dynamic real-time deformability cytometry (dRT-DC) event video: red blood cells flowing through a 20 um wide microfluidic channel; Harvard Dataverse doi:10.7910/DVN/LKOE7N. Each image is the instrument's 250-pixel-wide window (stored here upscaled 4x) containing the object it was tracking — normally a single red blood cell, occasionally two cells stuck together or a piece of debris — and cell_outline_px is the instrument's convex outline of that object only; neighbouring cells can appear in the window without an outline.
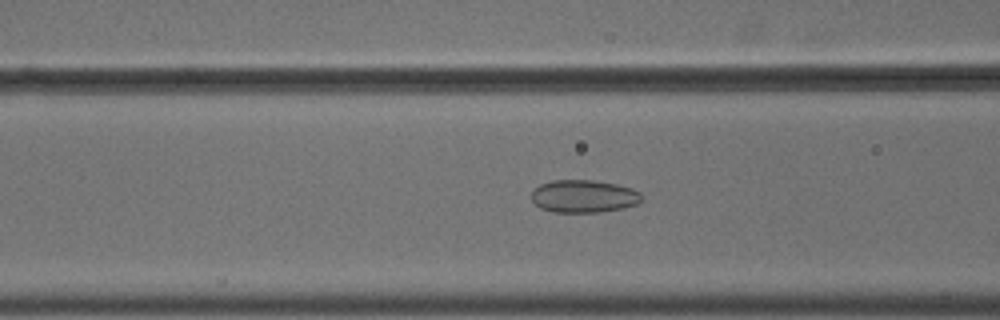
{"species": "common noctule bat (a hibernating species)", "species_latin": "Nyctalus noctula", "temperature_condition": "cold", "stored_images_in_passage": 55, "camera_frame_rate_fps": 3000, "um_per_image_px": 0.085, "animal": {"sex": "male", "body_mass_g": 18.8}, "frame": {"image": 1, "passage_image": 23, "time_ms": 7.333, "image_size_px": [1000, 320], "cell_outline_px": [[640, 200], [636, 204], [624, 208], [600, 212], [552, 212], [540, 208], [532, 200], [532, 192], [540, 184], [552, 180], [596, 180], [616, 184], [632, 188], [640, 192]], "centroid_in_image_um": [49.61, 16.68], "position_along_channel_um": 117.0, "area_um2": 20.98}}
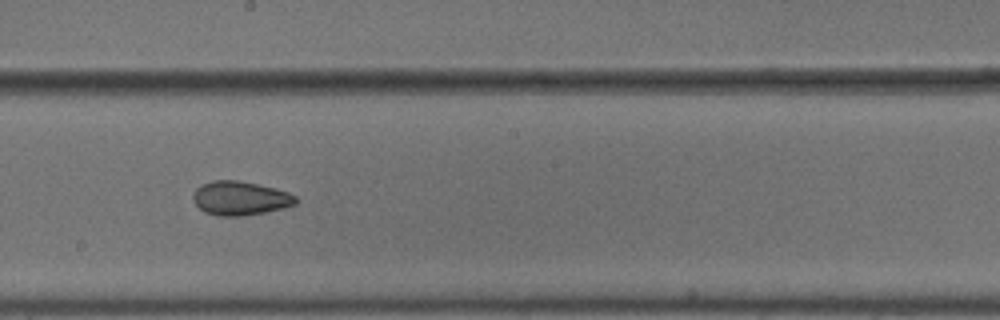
{"frame": {"image": 2, "passage_image": 32, "time_ms": 10.333, "image_size_px": [1000, 320], "cell_outline_px": [[296, 204], [284, 208], [244, 216], [216, 216], [204, 212], [192, 200], [192, 196], [196, 188], [200, 184], [212, 180], [240, 180], [276, 188], [288, 192], [296, 196]], "centroid_in_image_um": [20.39, 16.84], "position_along_channel_um": 227.8, "area_um2": 20.58}}
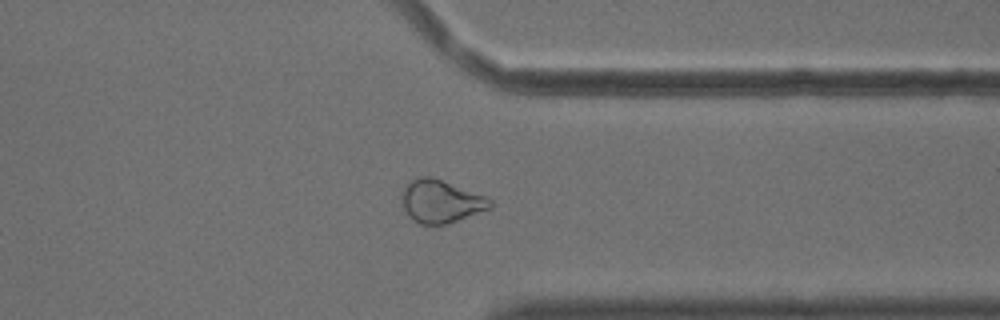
{"frame": {"image": 3, "passage_image": 44, "time_ms": 14.333, "image_size_px": [1000, 320], "cell_outline_px": [[492, 208], [448, 224], [420, 224], [412, 220], [408, 216], [404, 208], [400, 192], [412, 180], [420, 176], [428, 176], [440, 180], [484, 196], [492, 200]], "centroid_in_image_um": [37.45, 17.14], "position_along_channel_um": 373.9, "area_um2": 21.79}, "authors_computed_cell_mechanics": {"area_um2": 24.5072, "velocity_mm_per_s": 3.6787, "shape_relaxation_time_tau1_ms": null, "shape_relaxation_time_tau2_ms": 2.1429, "deformation_change_tau1": null, "deformation_change_tau2": 0.07}}